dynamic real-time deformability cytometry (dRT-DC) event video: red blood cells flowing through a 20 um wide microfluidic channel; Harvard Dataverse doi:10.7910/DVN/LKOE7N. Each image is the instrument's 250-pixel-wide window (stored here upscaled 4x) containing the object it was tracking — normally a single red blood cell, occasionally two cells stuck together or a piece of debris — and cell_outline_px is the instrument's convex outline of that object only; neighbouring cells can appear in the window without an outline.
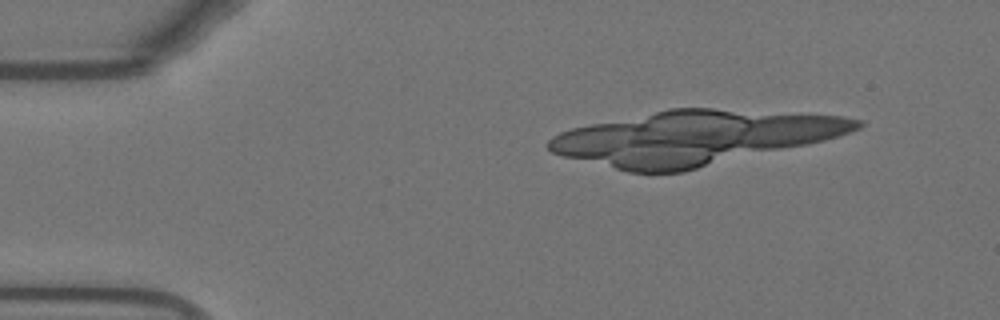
{"species": "Egyptian fruit bat (a non-hibernating species)", "species_latin": "Rousettus aegyptiacus", "temperature_condition": "warm", "stored_images_in_passage": 2, "camera_frame_rate_fps": 3000, "um_per_image_px": 0.085, "animal": {"sex": "female"}, "frame": {"image": 1, "passage_image": 1, "time_ms": 0.0, "image_size_px": [1000, 320], "cell_outline_px": [[616, 124], [608, 156], [572, 156], [556, 152], [552, 148], [560, 136], [568, 132], [580, 128], [608, 124]], "centroid_in_image_um": [49.86, 12.02], "position_along_channel_um": 35.1, "area_um2": 10.92}}